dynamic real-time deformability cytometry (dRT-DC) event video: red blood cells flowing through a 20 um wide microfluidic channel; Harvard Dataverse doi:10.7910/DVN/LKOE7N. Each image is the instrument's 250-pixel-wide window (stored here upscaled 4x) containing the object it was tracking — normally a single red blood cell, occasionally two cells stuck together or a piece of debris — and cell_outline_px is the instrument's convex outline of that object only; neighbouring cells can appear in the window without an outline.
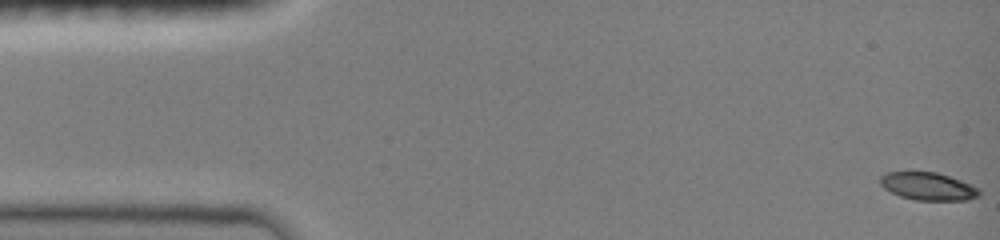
{"species": "common noctule bat (a hibernating species)", "species_latin": "Nyctalus noctula", "temperature_condition": "room temperature", "stored_images_in_passage": 9, "camera_frame_rate_fps": 3000, "um_per_image_px": 0.085, "animal": {"sex": "female", "body_mass_g": 19.0, "forearm_length_mm": 51.5}, "frame": {"image": 1, "passage_image": 1, "time_ms": 0.0, "image_size_px": [1000, 240], "cell_outline_px": [[980, 196], [968, 200], [916, 200], [900, 196], [884, 188], [880, 184], [880, 176], [888, 172], [936, 172], [960, 180], [980, 188]], "centroid_in_image_um": [78.9, 15.84], "position_along_channel_um": 6.1, "area_um2": 15.95}}
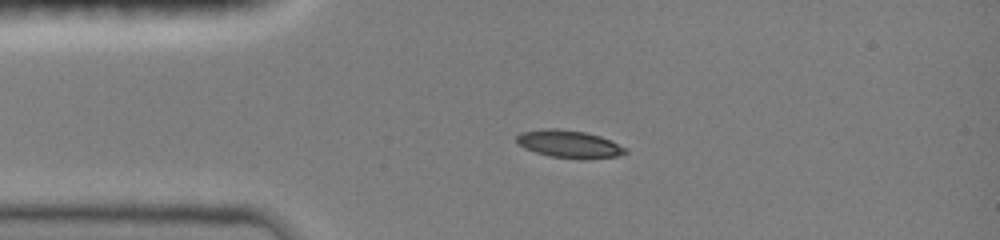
{"frame": {"image": 2, "passage_image": 7, "time_ms": 3.333, "image_size_px": [1000, 240], "cell_outline_px": [[628, 152], [616, 156], [548, 156], [524, 148], [516, 144], [516, 136], [520, 132], [540, 128], [556, 128], [584, 132], [600, 136], [628, 148]], "centroid_in_image_um": [48.27, 12.18], "position_along_channel_um": 36.7, "area_um2": 16.82}}